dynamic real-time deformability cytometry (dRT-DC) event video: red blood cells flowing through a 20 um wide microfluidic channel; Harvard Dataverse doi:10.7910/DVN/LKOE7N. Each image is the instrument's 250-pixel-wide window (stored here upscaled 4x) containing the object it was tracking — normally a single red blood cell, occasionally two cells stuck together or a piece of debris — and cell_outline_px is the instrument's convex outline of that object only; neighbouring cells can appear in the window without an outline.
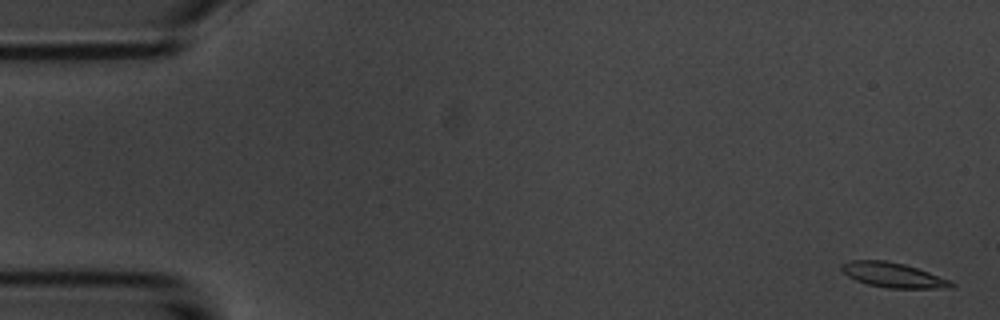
{"species": "common noctule bat (a hibernating species)", "species_latin": "Nyctalus noctula", "temperature_condition": "room temperature", "stored_images_in_passage": 5, "camera_frame_rate_fps": 3000, "um_per_image_px": 0.085, "animal": {"sex": "male", "body_mass_g": 20.1, "forearm_length_mm": 53.5}, "frame": {"image": 1, "passage_image": 1, "time_ms": 0.0, "image_size_px": [1000, 320], "cell_outline_px": [[956, 288], [888, 288], [868, 284], [856, 280], [848, 276], [840, 268], [840, 264], [852, 260], [884, 260], [904, 264], [952, 280], [956, 284]], "centroid_in_image_um": [75.95, 23.38], "position_along_channel_um": 9.0, "area_um2": 15.9}}
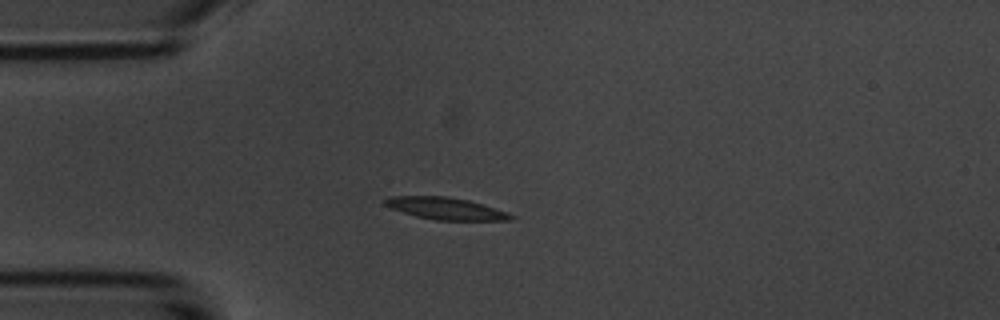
{"frame": {"image": 2, "passage_image": 5, "time_ms": 4.333, "image_size_px": [1000, 320], "cell_outline_px": [[516, 216], [512, 220], [436, 220], [416, 216], [392, 208], [384, 204], [384, 200], [388, 196], [448, 196], [468, 200], [496, 208], [508, 212]], "centroid_in_image_um": [37.92, 17.72], "position_along_channel_um": 47.1, "area_um2": 16.13}}